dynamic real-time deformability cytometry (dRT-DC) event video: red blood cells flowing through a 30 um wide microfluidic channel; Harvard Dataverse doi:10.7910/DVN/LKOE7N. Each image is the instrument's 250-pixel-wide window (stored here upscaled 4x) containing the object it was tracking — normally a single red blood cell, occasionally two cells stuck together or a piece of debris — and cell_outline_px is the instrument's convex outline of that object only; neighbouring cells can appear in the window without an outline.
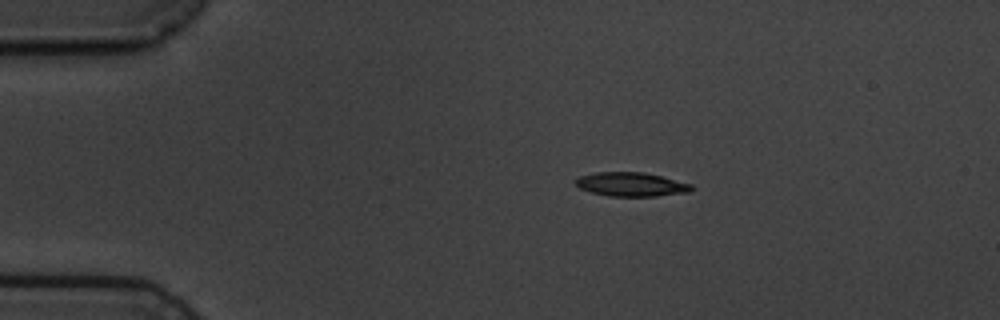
{"species": "common noctule bat (a hibernating species)", "species_latin": "Nyctalus noctula", "temperature_condition": "cold", "stored_images_in_passage": 6, "camera_frame_rate_fps": 3000, "um_per_image_px": 0.085, "animal": {"sex": "male", "body_mass_g": 19.5, "forearm_length_mm": 54.6}, "frame": {"image": 1, "passage_image": 3, "time_ms": 2.333, "image_size_px": [1000, 320], "cell_outline_px": [[696, 188], [688, 192], [656, 196], [608, 196], [592, 192], [580, 188], [572, 180], [580, 176], [596, 172], [644, 172], [692, 184]], "centroid_in_image_um": [53.65, 15.67], "position_along_channel_um": 31.4, "area_um2": 16.18}}
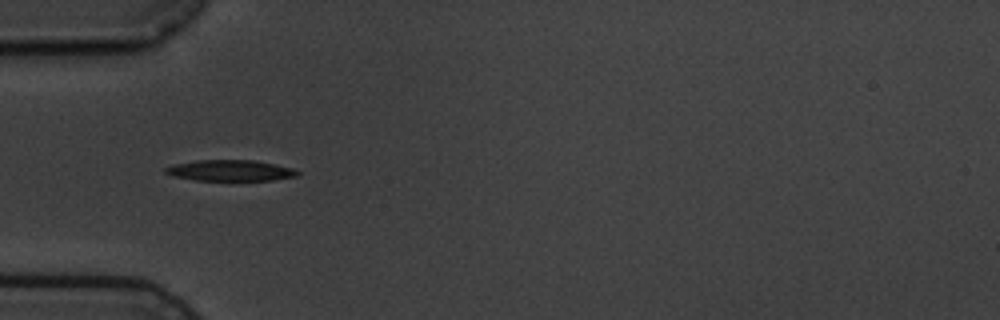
{"frame": {"image": 2, "passage_image": 5, "time_ms": 4.667, "image_size_px": [1000, 320], "cell_outline_px": [[300, 172], [296, 176], [272, 180], [196, 180], [172, 176], [164, 172], [164, 168], [172, 164], [196, 160], [252, 160], [292, 168]], "centroid_in_image_um": [19.5, 14.49], "position_along_channel_um": 65.5, "area_um2": 16.01}}
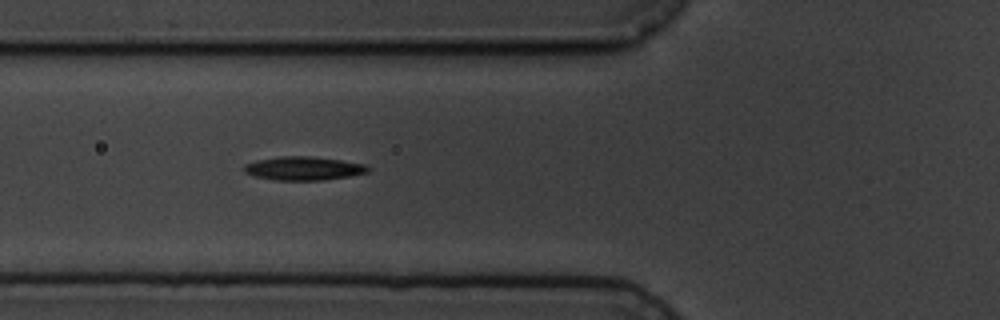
{"frame": {"image": 3, "passage_image": 6, "time_ms": 5.667, "image_size_px": [1000, 320], "cell_outline_px": [[372, 168], [368, 172], [348, 176], [320, 180], [276, 180], [256, 176], [244, 172], [244, 164], [256, 160], [280, 156], [312, 156], [340, 160], [364, 164]], "centroid_in_image_um": [25.8, 14.3], "position_along_channel_um": 100.0, "area_um2": 16.94}}